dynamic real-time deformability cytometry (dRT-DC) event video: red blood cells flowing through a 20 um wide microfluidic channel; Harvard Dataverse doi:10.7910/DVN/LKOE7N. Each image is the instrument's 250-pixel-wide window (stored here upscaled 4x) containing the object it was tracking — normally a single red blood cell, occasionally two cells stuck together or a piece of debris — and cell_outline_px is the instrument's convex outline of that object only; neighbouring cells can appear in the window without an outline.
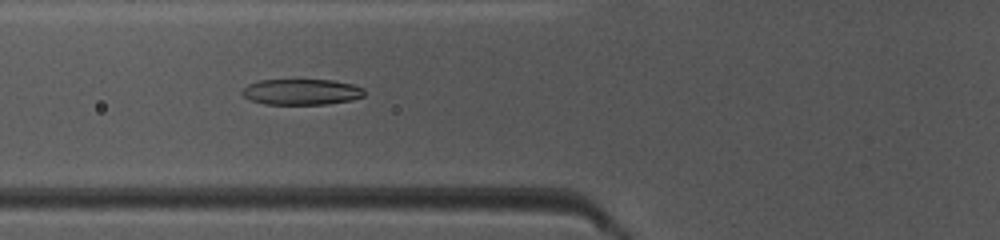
{"species": "common noctule bat (a hibernating species)", "species_latin": "Nyctalus noctula", "temperature_condition": "warm", "stored_images_in_passage": 49, "camera_frame_rate_fps": 3000, "um_per_image_px": 0.085, "animal": {"sex": "female", "body_mass_g": 10.0, "forearm_length_mm": 53.1}, "frame": {"image": 1, "passage_image": 19, "time_ms": 6.0, "image_size_px": [1000, 240], "cell_outline_px": [[364, 96], [352, 100], [324, 104], [264, 104], [252, 100], [244, 96], [240, 92], [248, 84], [260, 80], [332, 80], [352, 84], [364, 88]], "centroid_in_image_um": [25.63, 7.81], "position_along_channel_um": 100.2, "area_um2": 18.32}}
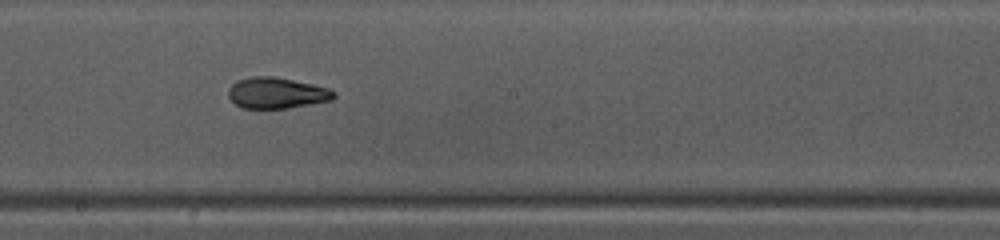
{"frame": {"image": 2, "passage_image": 28, "time_ms": 9.0, "image_size_px": [1000, 240], "cell_outline_px": [[336, 96], [332, 100], [288, 108], [240, 108], [228, 96], [228, 88], [236, 80], [252, 76], [272, 76], [312, 84], [328, 88], [336, 92]], "centroid_in_image_um": [23.5, 7.9], "position_along_channel_um": 224.7, "area_um2": 19.07}}
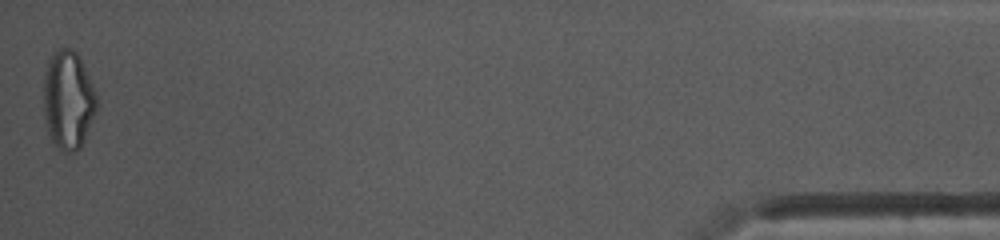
{"frame": {"image": 3, "passage_image": 49, "time_ms": 16.0, "image_size_px": [1000, 240], "cell_outline_px": [[96, 112], [80, 148], [76, 152], [64, 152], [52, 140], [48, 132], [44, 116], [44, 72], [48, 60], [52, 52], [60, 48], [72, 48], [80, 56], [96, 96]], "centroid_in_image_um": [5.77, 8.47], "position_along_channel_um": 429.4, "area_um2": 30.35}, "authors_computed_cell_mechanics": {"area_um2": 19.7676, "velocity_mm_per_s": 4.121, "shape_relaxation_time_tau1_ms": 4.2355, "shape_relaxation_time_tau2_ms": 1.6603, "deformation_change_tau1": 0.186, "deformation_change_tau2": 0.0861}}